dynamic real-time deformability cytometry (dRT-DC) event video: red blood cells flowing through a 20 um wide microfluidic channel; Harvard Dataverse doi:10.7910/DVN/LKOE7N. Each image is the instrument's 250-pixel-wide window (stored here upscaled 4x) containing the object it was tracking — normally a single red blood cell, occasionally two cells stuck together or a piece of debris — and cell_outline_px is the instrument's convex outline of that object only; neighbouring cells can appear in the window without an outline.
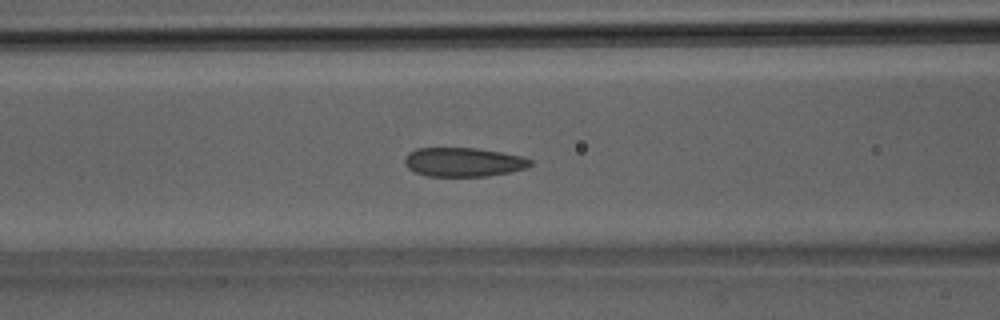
{"species": "Egyptian fruit bat (a non-hibernating species)", "species_latin": "Rousettus aegyptiacus", "temperature_condition": "room temperature", "stored_images_in_passage": 29, "segment_of_instrument_passage": [1, 2], "camera_frame_rate_fps": 3000, "um_per_image_px": 0.085, "animal": {"sex": "male"}, "frame": {"image": 1, "passage_image": 5, "time_ms": 1.333, "image_size_px": [1000, 320], "cell_outline_px": [[532, 164], [528, 168], [488, 176], [428, 176], [416, 172], [408, 168], [404, 164], [404, 156], [408, 152], [416, 148], [476, 148], [500, 152], [520, 156], [532, 160]], "centroid_in_image_um": [39.36, 13.77], "position_along_channel_um": 127.2, "area_um2": 21.27}}
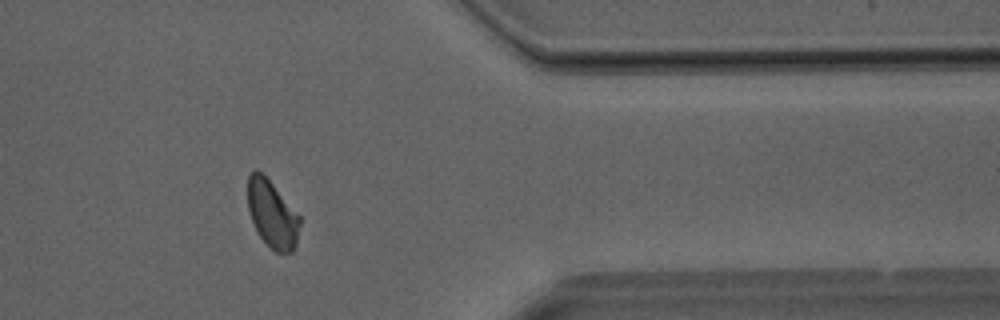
{"frame": {"image": 2, "passage_image": 21, "time_ms": 6.667, "image_size_px": [1000, 320], "cell_outline_px": [[300, 224], [296, 244], [292, 252], [276, 252], [260, 236], [252, 220], [248, 208], [248, 176], [256, 168], [272, 184], [300, 216]], "centroid_in_image_um": [23.14, 18.2], "position_along_channel_um": 388.3, "area_um2": 19.88}}
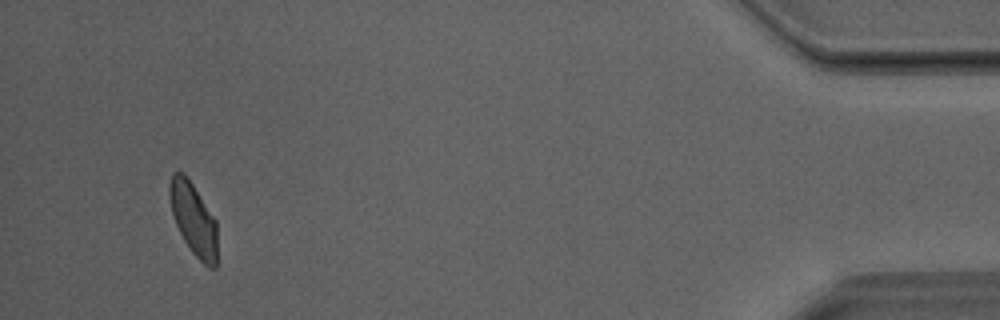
{"frame": {"image": 3, "passage_image": 26, "time_ms": 8.333, "image_size_px": [1000, 320], "cell_outline_px": [[216, 268], [208, 268], [192, 252], [184, 240], [176, 224], [172, 212], [168, 192], [168, 184], [172, 172], [184, 172], [216, 220]], "centroid_in_image_um": [16.42, 18.6], "position_along_channel_um": 418.8, "area_um2": 19.94}}